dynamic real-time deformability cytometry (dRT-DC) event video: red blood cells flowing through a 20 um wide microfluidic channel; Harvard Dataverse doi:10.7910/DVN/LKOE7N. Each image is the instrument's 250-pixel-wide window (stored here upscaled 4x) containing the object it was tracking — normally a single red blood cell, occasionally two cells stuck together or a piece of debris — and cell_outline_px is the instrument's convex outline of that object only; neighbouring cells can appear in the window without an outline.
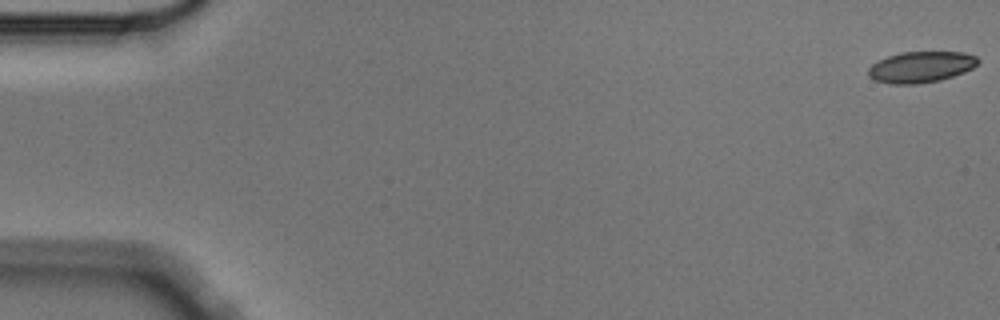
{"species": "Egyptian fruit bat (a non-hibernating species)", "species_latin": "Rousettus aegyptiacus", "temperature_condition": "cold", "stored_images_in_passage": 8, "camera_frame_rate_fps": 3000, "um_per_image_px": 0.085, "animal": {"sex": "male"}, "frame": {"image": 1, "passage_image": 1, "time_ms": 0.0, "image_size_px": [1000, 320], "cell_outline_px": [[980, 60], [972, 68], [964, 72], [940, 80], [920, 84], [888, 84], [876, 80], [868, 76], [868, 68], [872, 64], [888, 56], [900, 52], [964, 52], [976, 56]], "centroid_in_image_um": [78.27, 5.7], "position_along_channel_um": 6.7, "area_um2": 19.88}}
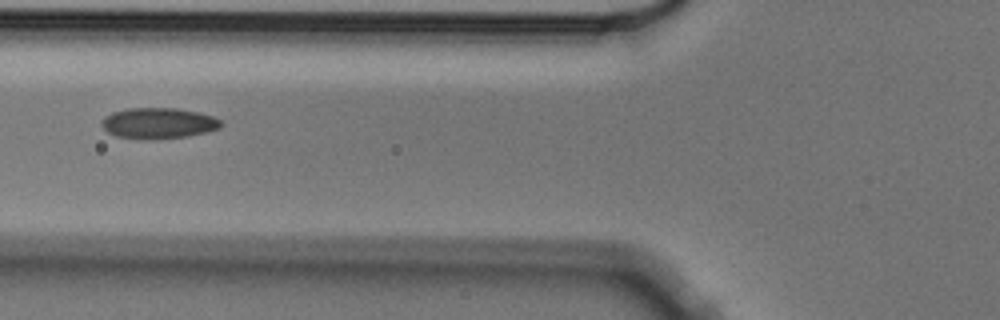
{"frame": {"image": 2, "passage_image": 7, "time_ms": 2.0, "image_size_px": [1000, 320], "cell_outline_px": [[224, 124], [220, 128], [208, 132], [188, 136], [144, 140], [140, 140], [116, 136], [108, 132], [100, 124], [104, 116], [112, 112], [128, 108], [176, 108], [196, 112], [212, 116], [220, 120]], "centroid_in_image_um": [13.45, 10.48], "position_along_channel_um": 112.3, "area_um2": 21.62}}
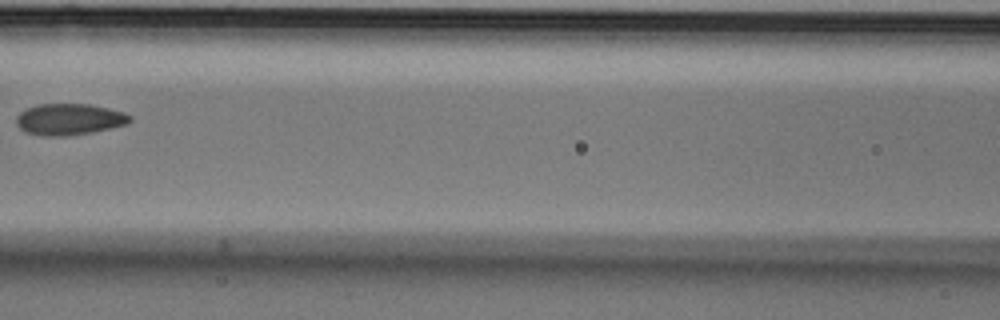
{"frame": {"image": 3, "passage_image": 8, "time_ms": 2.333, "image_size_px": [1000, 320], "cell_outline_px": [[132, 120], [128, 124], [92, 132], [64, 136], [44, 136], [24, 132], [16, 124], [16, 116], [20, 112], [36, 104], [88, 104], [108, 108], [124, 112], [132, 116]], "centroid_in_image_um": [5.88, 10.14], "position_along_channel_um": 160.7, "area_um2": 20.87}}